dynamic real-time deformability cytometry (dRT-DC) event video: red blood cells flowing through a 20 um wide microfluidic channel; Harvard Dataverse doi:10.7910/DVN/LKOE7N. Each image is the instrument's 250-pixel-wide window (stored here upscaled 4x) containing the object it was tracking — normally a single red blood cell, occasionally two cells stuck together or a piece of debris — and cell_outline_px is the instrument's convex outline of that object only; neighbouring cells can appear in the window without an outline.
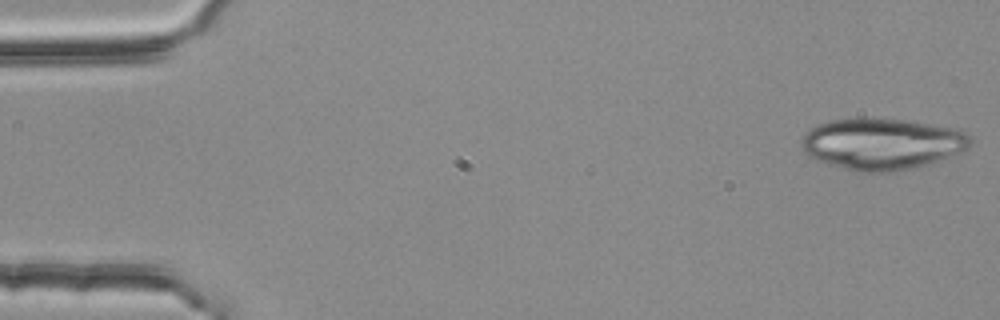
{"species": "common noctule bat (a hibernating species)", "species_latin": "Nyctalus noctula", "temperature_condition": "room temperature", "stored_images_in_passage": 4, "camera_frame_rate_fps": 3000, "um_per_image_px": 0.085, "animal": {"sex": "female", "body_mass_g": 25.1}, "frame": {"image": 1, "passage_image": 1, "time_ms": 0.0, "image_size_px": [1000, 320], "cell_outline_px": [[972, 144], [968, 148], [928, 164], [916, 168], [888, 172], [856, 172], [816, 160], [800, 144], [800, 140], [804, 132], [828, 120], [856, 116], [864, 116], [904, 120], [956, 128], [964, 132], [972, 140]], "centroid_in_image_um": [74.94, 12.2], "position_along_channel_um": 10.1, "area_um2": 50.98}}